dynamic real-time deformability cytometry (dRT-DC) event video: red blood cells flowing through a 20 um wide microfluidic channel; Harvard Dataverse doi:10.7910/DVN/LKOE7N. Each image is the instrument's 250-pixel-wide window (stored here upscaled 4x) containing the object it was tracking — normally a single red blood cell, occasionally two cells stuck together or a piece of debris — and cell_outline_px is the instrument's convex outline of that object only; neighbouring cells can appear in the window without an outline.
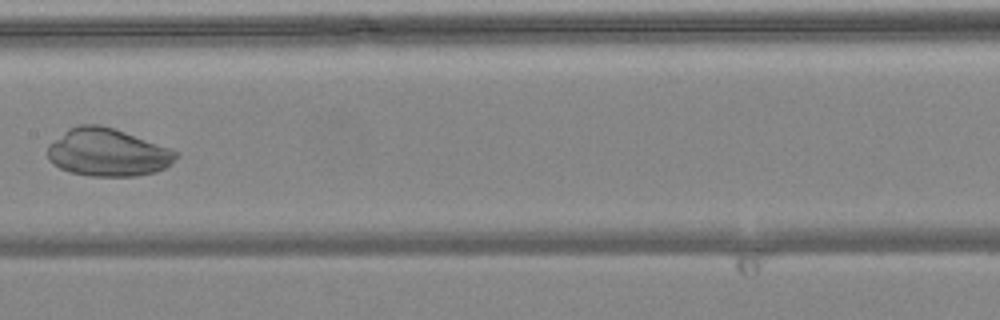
{"species": "common noctule bat (a hibernating species)", "species_latin": "Nyctalus noctula", "temperature_condition": "warm", "stored_images_in_passage": 7, "camera_frame_rate_fps": 3000, "um_per_image_px": 0.085, "animal": {"sex": "female", "body_mass_g": 24.6, "forearm_length_mm": 56.2}, "frame": {"image": 1, "passage_image": 7, "time_ms": 2.0, "image_size_px": [1000, 320], "cell_outline_px": [[180, 156], [172, 164], [156, 172], [136, 176], [88, 176], [68, 172], [52, 164], [48, 160], [48, 144], [68, 128], [80, 124], [100, 124], [124, 132], [180, 152]], "centroid_in_image_um": [9.14, 12.97], "position_along_channel_um": 198.3, "area_um2": 35.95}}